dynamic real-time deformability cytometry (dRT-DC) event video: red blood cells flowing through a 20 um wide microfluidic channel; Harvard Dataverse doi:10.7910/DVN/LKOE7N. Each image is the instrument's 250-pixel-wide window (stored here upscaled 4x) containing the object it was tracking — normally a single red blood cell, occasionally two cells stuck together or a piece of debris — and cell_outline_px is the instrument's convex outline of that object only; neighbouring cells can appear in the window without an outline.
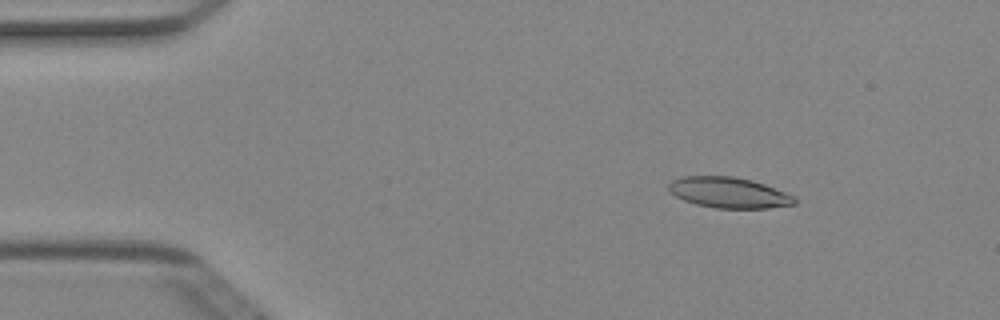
{"species": "Egyptian fruit bat (a non-hibernating species)", "species_latin": "Rousettus aegyptiacus", "temperature_condition": "cold", "stored_images_in_passage": 5, "camera_frame_rate_fps": 3000, "um_per_image_px": 0.085, "animal": {"sex": "female"}, "frame": {"image": 1, "passage_image": 2, "time_ms": 0.333, "image_size_px": [1000, 320], "cell_outline_px": [[796, 204], [768, 208], [716, 208], [696, 204], [684, 200], [668, 192], [668, 184], [672, 180], [680, 176], [732, 176], [752, 180], [764, 184], [796, 196]], "centroid_in_image_um": [61.94, 16.37], "position_along_channel_um": 23.1, "area_um2": 22.66}}
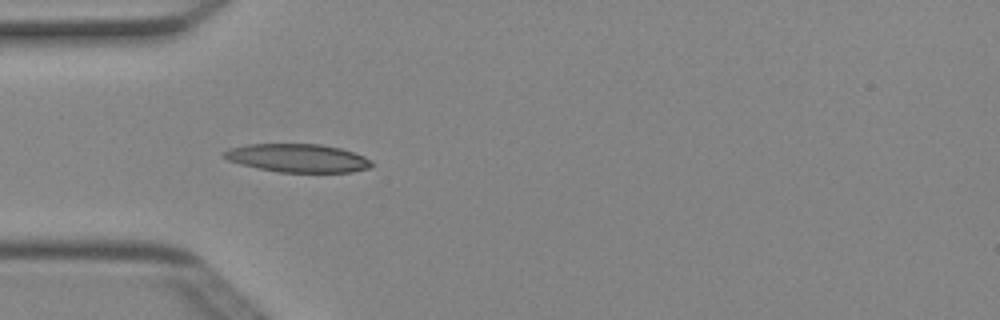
{"frame": {"image": 2, "passage_image": 4, "time_ms": 1.0, "image_size_px": [1000, 320], "cell_outline_px": [[372, 164], [368, 168], [352, 172], [280, 172], [256, 168], [240, 164], [228, 160], [224, 156], [224, 152], [228, 148], [248, 144], [320, 144], [340, 148], [364, 156], [372, 160]], "centroid_in_image_um": [25.3, 13.43], "position_along_channel_um": 59.7, "area_um2": 24.28}}
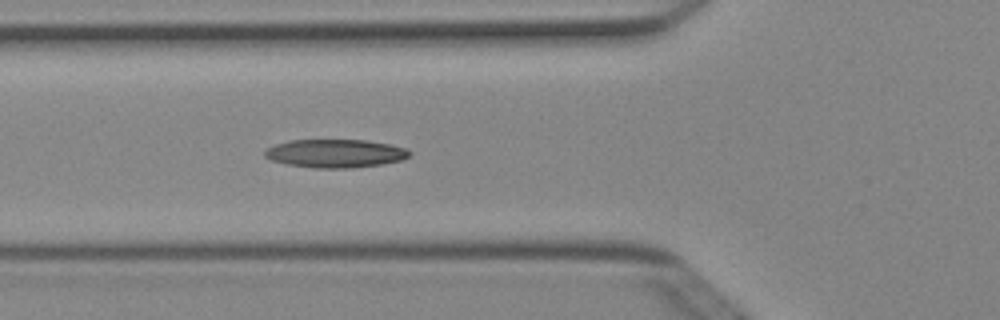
{"frame": {"image": 3, "passage_image": 5, "time_ms": 1.333, "image_size_px": [1000, 320], "cell_outline_px": [[412, 152], [408, 156], [400, 160], [380, 164], [352, 168], [316, 168], [288, 164], [272, 160], [264, 156], [264, 152], [268, 148], [276, 144], [288, 140], [364, 140], [392, 144], [408, 148]], "centroid_in_image_um": [28.53, 13.03], "position_along_channel_um": 97.3, "area_um2": 23.81}}